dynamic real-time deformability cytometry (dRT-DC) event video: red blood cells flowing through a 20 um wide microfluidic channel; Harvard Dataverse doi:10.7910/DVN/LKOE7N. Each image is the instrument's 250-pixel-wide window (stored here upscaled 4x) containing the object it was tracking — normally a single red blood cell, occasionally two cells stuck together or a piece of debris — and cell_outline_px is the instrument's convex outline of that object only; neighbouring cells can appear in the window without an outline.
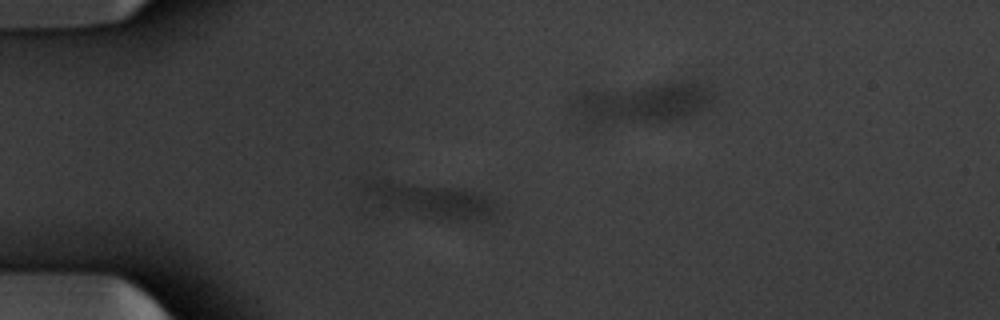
{"species": "common noctule bat (a hibernating species)", "species_latin": "Nyctalus noctula", "temperature_condition": "warm", "stored_images_in_passage": 8, "segment_of_instrument_passage": [1, 2], "camera_frame_rate_fps": 3000, "um_per_image_px": 0.085, "animal": {"sex": "male", "body_mass_g": 20.1, "forearm_length_mm": 53.5}, "frame": {"image": 1, "passage_image": 1, "time_ms": 0.0, "image_size_px": [1000, 320], "cell_outline_px": [[496, 212], [488, 220], [440, 220], [388, 208], [364, 192], [360, 184], [364, 176], [368, 176], [480, 192], [492, 200], [496, 204]], "centroid_in_image_um": [36.52, 16.98], "position_along_channel_um": 48.5, "area_um2": 27.28}}
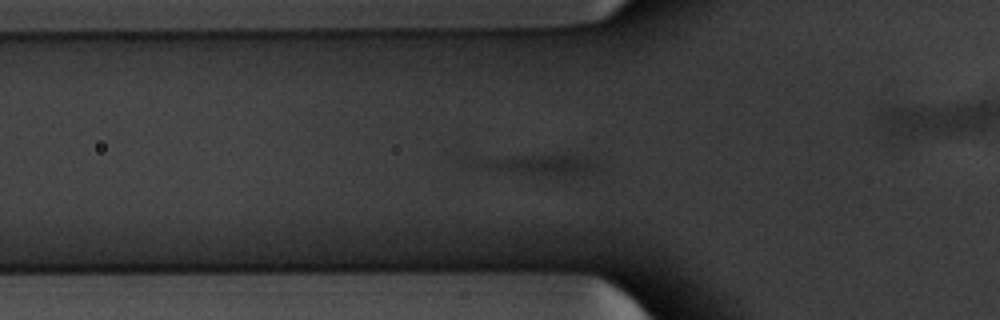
{"frame": {"image": 2, "passage_image": 5, "time_ms": 1.333, "image_size_px": [1000, 320], "cell_outline_px": [[600, 168], [596, 172], [572, 176], [532, 176], [480, 168], [476, 164], [488, 160], [512, 156], [580, 156], [600, 164]], "centroid_in_image_um": [46.11, 14.08], "position_along_channel_um": 79.7, "area_um2": 14.16}}